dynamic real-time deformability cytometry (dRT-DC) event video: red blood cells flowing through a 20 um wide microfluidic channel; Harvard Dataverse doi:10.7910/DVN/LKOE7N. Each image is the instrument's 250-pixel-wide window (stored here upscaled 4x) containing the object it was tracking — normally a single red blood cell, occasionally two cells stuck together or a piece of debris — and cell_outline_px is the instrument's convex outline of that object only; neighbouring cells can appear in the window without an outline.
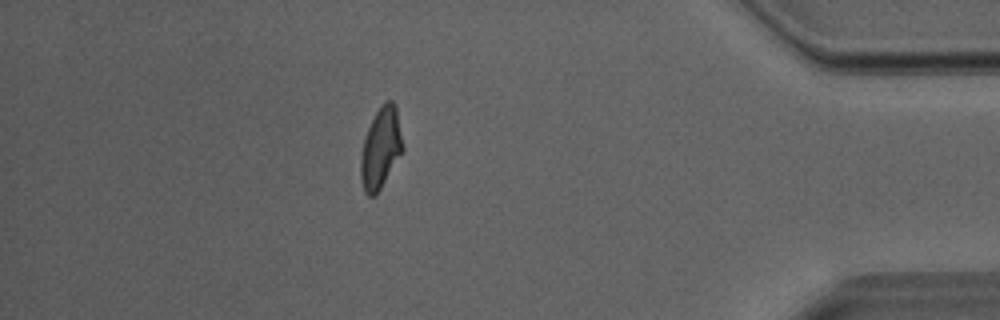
{"species": "Egyptian fruit bat (a non-hibernating species)", "species_latin": "Rousettus aegyptiacus", "temperature_condition": "room temperature", "stored_images_in_passage": 21, "camera_frame_rate_fps": 3000, "um_per_image_px": 0.085, "animal": {"sex": "male"}, "frame": {"image": 1, "passage_image": 21, "time_ms": 6.667, "image_size_px": [1000, 320], "cell_outline_px": [[404, 148], [380, 188], [372, 196], [368, 196], [364, 192], [360, 180], [360, 160], [364, 140], [368, 128], [380, 104], [384, 100], [392, 100], [396, 104]], "centroid_in_image_um": [32.36, 12.54], "position_along_channel_um": 402.8, "area_um2": 19.65}}